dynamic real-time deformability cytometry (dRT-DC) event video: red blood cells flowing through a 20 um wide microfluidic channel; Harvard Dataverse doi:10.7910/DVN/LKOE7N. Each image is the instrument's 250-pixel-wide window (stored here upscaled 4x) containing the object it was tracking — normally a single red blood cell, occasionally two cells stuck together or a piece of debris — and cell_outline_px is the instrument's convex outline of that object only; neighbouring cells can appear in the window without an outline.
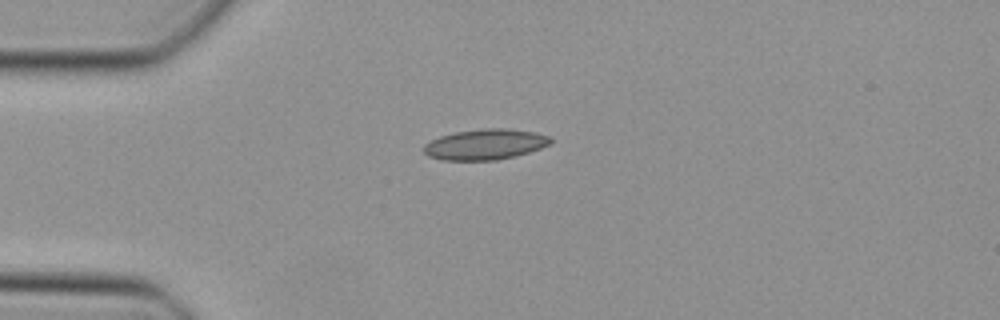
{"species": "Egyptian fruit bat (a non-hibernating species)", "species_latin": "Rousettus aegyptiacus", "temperature_condition": "cold", "stored_images_in_passage": 37, "camera_frame_rate_fps": 3000, "um_per_image_px": 0.085, "animal": {"sex": "female"}, "frame": {"image": 1, "passage_image": 1, "time_ms": 0.0, "image_size_px": [1000, 320], "cell_outline_px": [[552, 140], [548, 144], [540, 148], [528, 152], [496, 160], [444, 160], [428, 156], [424, 152], [424, 144], [440, 136], [456, 132], [484, 128], [508, 128], [536, 132], [548, 136]], "centroid_in_image_um": [41.22, 12.26], "position_along_channel_um": 43.8, "area_um2": 22.37}}
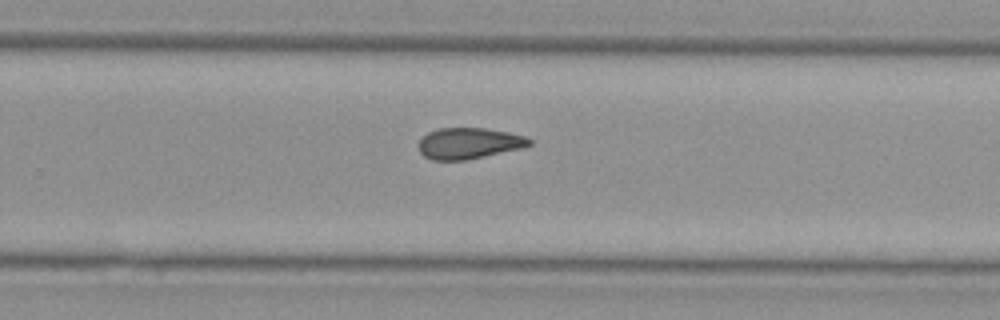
{"frame": {"image": 2, "passage_image": 20, "time_ms": 6.333, "image_size_px": [1000, 320], "cell_outline_px": [[532, 144], [524, 148], [468, 160], [432, 160], [424, 156], [420, 152], [416, 144], [428, 132], [436, 128], [484, 128], [508, 132], [524, 136], [532, 140]], "centroid_in_image_um": [39.85, 12.19], "position_along_channel_um": 289.9, "area_um2": 20.35}}
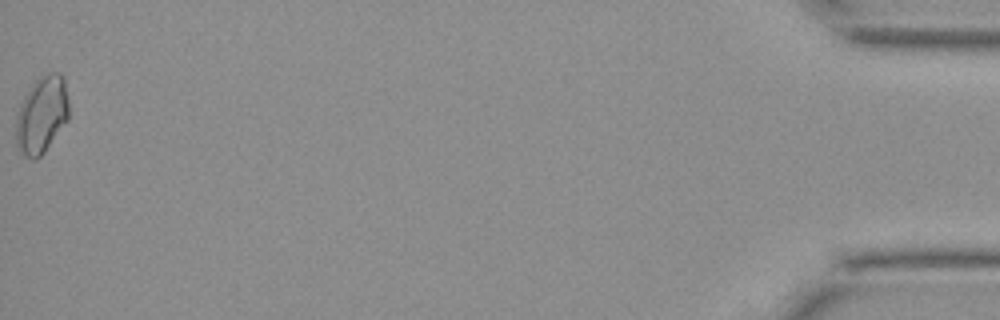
{"frame": {"image": 3, "passage_image": 37, "time_ms": 12.0, "image_size_px": [1000, 320], "cell_outline_px": [[68, 120], [44, 152], [36, 160], [32, 160], [24, 156], [16, 148], [16, 116], [20, 104], [24, 96], [32, 84], [40, 76], [48, 72], [60, 72], [64, 76], [68, 96]], "centroid_in_image_um": [3.54, 9.75], "position_along_channel_um": 431.7, "area_um2": 24.1}}